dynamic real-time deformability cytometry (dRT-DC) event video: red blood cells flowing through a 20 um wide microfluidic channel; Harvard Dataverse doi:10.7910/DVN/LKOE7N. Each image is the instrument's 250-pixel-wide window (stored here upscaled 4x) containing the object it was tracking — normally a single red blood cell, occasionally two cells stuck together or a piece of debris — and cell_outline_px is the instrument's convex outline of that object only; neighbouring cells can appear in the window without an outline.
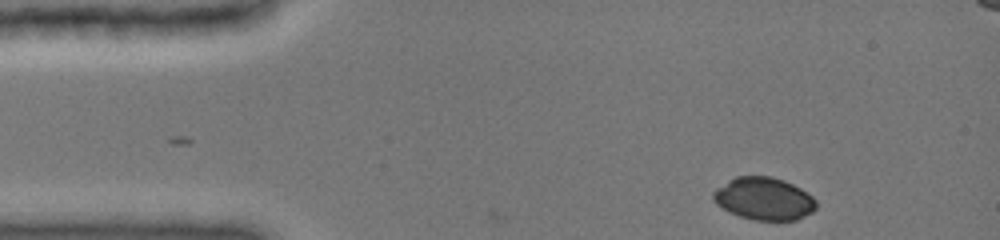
{"species": "common noctule bat (a hibernating species)", "species_latin": "Nyctalus noctula", "temperature_condition": "cold", "stored_images_in_passage": 3, "camera_frame_rate_fps": 3000, "um_per_image_px": 0.085, "animal": {"sex": "female", "body_mass_g": 19.0, "forearm_length_mm": 51.5}, "frame": {"image": 1, "passage_image": 3, "time_ms": 0.667, "image_size_px": [1000, 240], "cell_outline_px": [[816, 208], [812, 212], [796, 220], [752, 220], [728, 212], [716, 204], [712, 200], [712, 192], [716, 188], [728, 180], [736, 176], [772, 176], [784, 180], [800, 188], [812, 196], [816, 200]], "centroid_in_image_um": [64.9, 16.88], "position_along_channel_um": 20.1, "area_um2": 25.72}}